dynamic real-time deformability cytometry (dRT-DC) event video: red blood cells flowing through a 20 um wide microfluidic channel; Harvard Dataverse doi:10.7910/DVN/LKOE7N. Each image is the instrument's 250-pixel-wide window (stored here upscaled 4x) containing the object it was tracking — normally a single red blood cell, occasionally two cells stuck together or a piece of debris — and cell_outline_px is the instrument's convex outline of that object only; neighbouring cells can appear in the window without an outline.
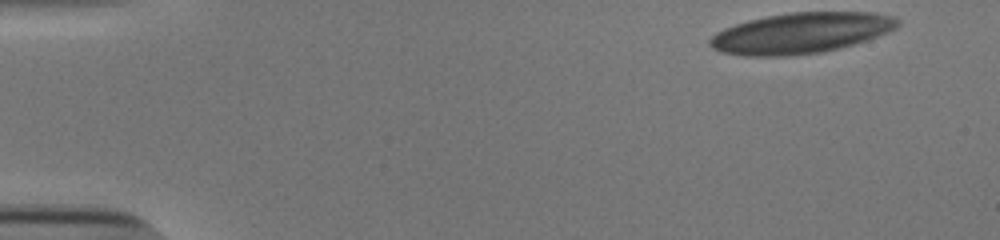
{"species": "human", "species_latin": "Homo sapiens", "temperature_condition": "cold", "stored_images_in_passage": 51, "camera_frame_rate_fps": 3000, "um_per_image_px": 0.085, "donor": {"sex": "male"}, "frame": {"image": 1, "passage_image": 1, "time_ms": 0.0, "image_size_px": [1000, 240], "cell_outline_px": [[900, 24], [896, 28], [888, 32], [840, 48], [820, 52], [784, 56], [744, 56], [720, 52], [712, 48], [708, 44], [708, 40], [716, 32], [724, 28], [748, 20], [768, 16], [792, 12], [872, 12], [896, 16], [900, 20]], "centroid_in_image_um": [68.06, 2.8], "position_along_channel_um": 16.9, "area_um2": 44.51}}
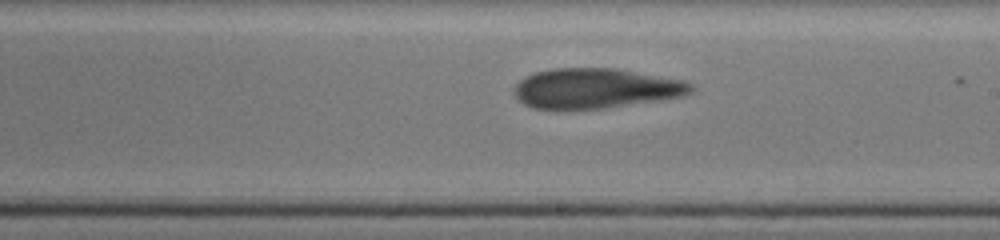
{"frame": {"image": 2, "passage_image": 29, "time_ms": 9.333, "image_size_px": [1000, 240], "cell_outline_px": [[696, 88], [692, 92], [684, 96], [604, 108], [532, 108], [524, 104], [512, 92], [516, 84], [520, 80], [536, 72], [552, 68], [612, 68], [684, 80], [692, 84]], "centroid_in_image_um": [50.65, 7.5], "position_along_channel_um": 238.4, "area_um2": 40.81}}
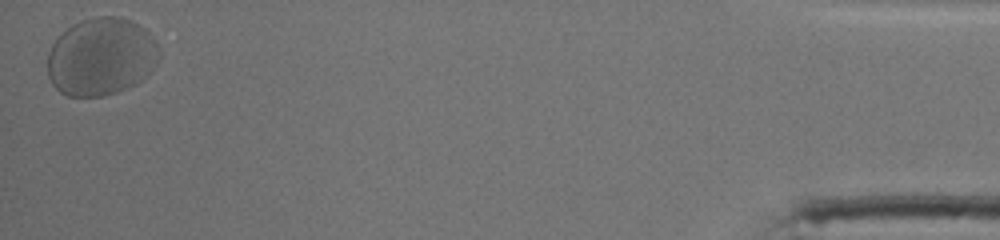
{"frame": {"image": 3, "passage_image": 51, "time_ms": 16.667, "image_size_px": [1000, 240], "cell_outline_px": [[160, 56], [156, 64], [148, 76], [136, 84], [116, 92], [104, 96], [68, 96], [60, 92], [52, 84], [48, 76], [48, 52], [52, 44], [72, 24], [80, 20], [96, 16], [120, 16], [132, 20], [144, 28], [148, 32], [160, 48]], "centroid_in_image_um": [8.62, 4.82], "position_along_channel_um": 426.6, "area_um2": 50.98}, "authors_computed_cell_mechanics": {"area_um2": 43.4078, "velocity_mm_per_s": 3.7259, "shape_relaxation_time_tau1_ms": 6.8423, "shape_relaxation_time_tau2_ms": 1.5819, "deformation_change_tau1": 0.1499, "deformation_change_tau2": 0.0555}}